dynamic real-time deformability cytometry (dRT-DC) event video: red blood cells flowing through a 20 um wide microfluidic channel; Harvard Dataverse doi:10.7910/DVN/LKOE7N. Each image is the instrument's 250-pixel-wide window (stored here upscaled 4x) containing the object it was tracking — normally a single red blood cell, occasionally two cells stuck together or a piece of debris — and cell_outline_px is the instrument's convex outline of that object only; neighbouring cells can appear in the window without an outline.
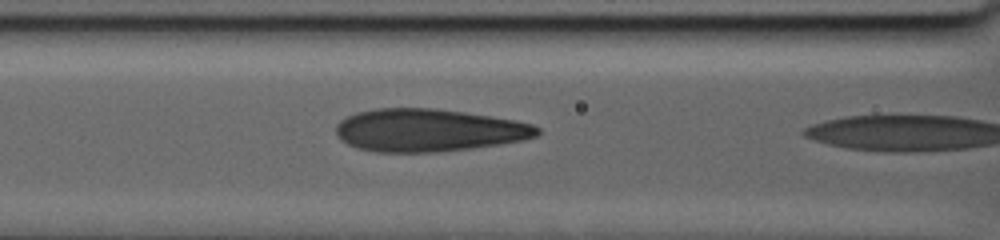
{"species": "human", "species_latin": "Homo sapiens", "temperature_condition": "warm", "stored_images_in_passage": 10, "camera_frame_rate_fps": 3000, "um_per_image_px": 0.085, "donor": {"sex": "male"}, "frame": {"image": 1, "passage_image": 9, "time_ms": 2.667, "image_size_px": [1000, 240], "cell_outline_px": [[540, 132], [536, 136], [524, 140], [500, 144], [472, 148], [436, 152], [376, 152], [356, 148], [340, 140], [336, 136], [336, 124], [340, 120], [356, 112], [376, 108], [432, 108], [464, 112], [516, 120], [532, 124], [540, 128]], "centroid_in_image_um": [36.4, 11.07], "position_along_channel_um": 130.2, "area_um2": 50.29}}